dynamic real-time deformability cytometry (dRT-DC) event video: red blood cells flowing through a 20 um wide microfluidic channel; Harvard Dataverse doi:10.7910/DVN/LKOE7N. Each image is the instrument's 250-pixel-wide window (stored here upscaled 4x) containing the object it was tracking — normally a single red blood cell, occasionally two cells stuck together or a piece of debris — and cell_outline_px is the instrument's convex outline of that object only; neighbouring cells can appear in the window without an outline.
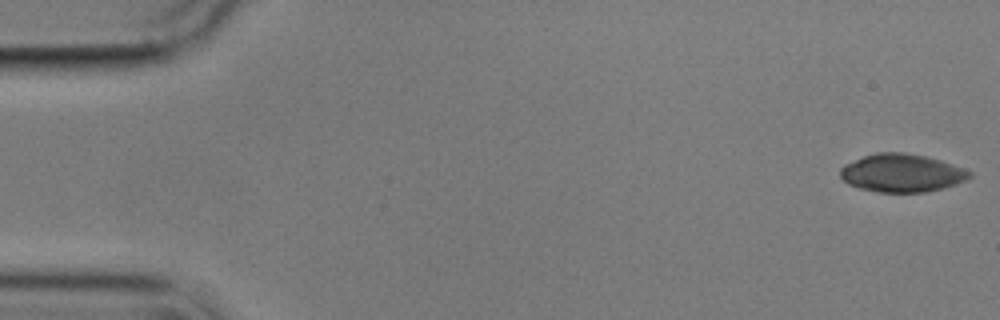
{"species": "common noctule bat (a hibernating species)", "species_latin": "Nyctalus noctula", "temperature_condition": "cold", "stored_images_in_passage": 55, "camera_frame_rate_fps": 3000, "um_per_image_px": 0.085, "animal": {"sex": "male", "body_mass_g": 17.9}, "frame": {"image": 1, "passage_image": 1, "time_ms": 0.0, "image_size_px": [1000, 320], "cell_outline_px": [[972, 176], [968, 180], [944, 188], [924, 192], [876, 192], [860, 188], [848, 184], [840, 176], [840, 168], [844, 164], [864, 156], [876, 152], [904, 152], [924, 156], [940, 160], [972, 172]], "centroid_in_image_um": [76.64, 14.71], "position_along_channel_um": 8.4, "area_um2": 28.67}}
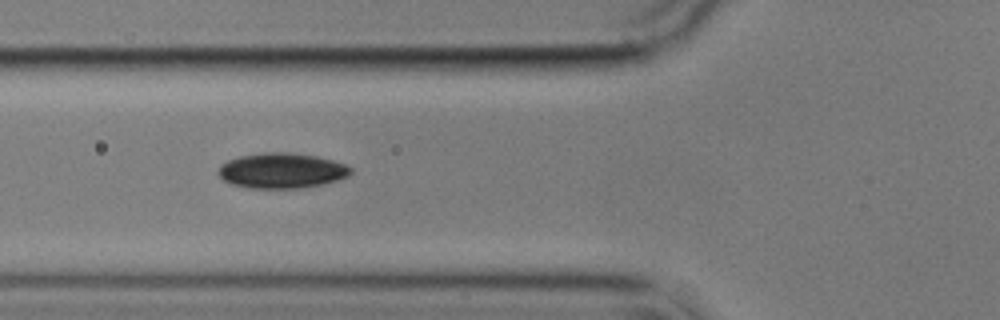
{"frame": {"image": 2, "passage_image": 19, "time_ms": 6.0, "image_size_px": [1000, 320], "cell_outline_px": [[352, 172], [348, 176], [324, 184], [296, 188], [248, 188], [232, 184], [224, 180], [216, 172], [220, 164], [228, 160], [240, 156], [264, 152], [288, 152], [316, 156], [332, 160], [344, 164], [352, 168]], "centroid_in_image_um": [23.92, 14.5], "position_along_channel_um": 101.9, "area_um2": 27.22}}
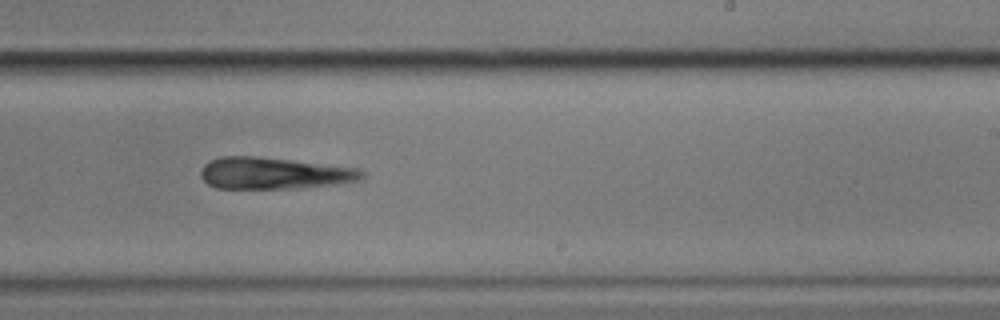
{"frame": {"image": 3, "passage_image": 33, "time_ms": 10.667, "image_size_px": [1000, 320], "cell_outline_px": [[364, 176], [360, 180], [336, 184], [296, 188], [216, 188], [208, 184], [200, 176], [200, 168], [208, 160], [220, 156], [256, 156], [360, 168], [364, 172]], "centroid_in_image_um": [23.26, 14.72], "position_along_channel_um": 265.7, "area_um2": 29.88}, "authors_computed_cell_mechanics": {"area_um2": 29.3046, "velocity_mm_per_s": 3.5085, "shape_relaxation_time_tau1_ms": 0.128, "shape_relaxation_time_tau2_ms": 2.7845, "deformation_change_tau1": 0.0174, "deformation_change_tau2": 0.0985}}